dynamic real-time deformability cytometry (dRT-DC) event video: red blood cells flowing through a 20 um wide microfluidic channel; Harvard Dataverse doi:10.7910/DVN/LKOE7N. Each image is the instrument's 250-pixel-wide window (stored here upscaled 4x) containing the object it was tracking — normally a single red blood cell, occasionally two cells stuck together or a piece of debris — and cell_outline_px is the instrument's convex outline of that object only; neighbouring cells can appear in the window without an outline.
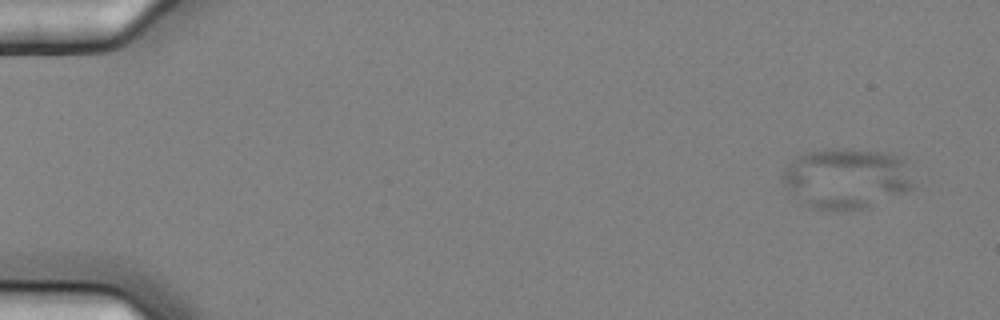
{"species": "common noctule bat (a hibernating species)", "species_latin": "Nyctalus noctula", "temperature_condition": "cold", "stored_images_in_passage": 6, "camera_frame_rate_fps": 3000, "um_per_image_px": 0.085, "animal": {"sex": "female", "body_mass_g": 25.1}, "frame": {"image": 1, "passage_image": 1, "time_ms": 0.0, "image_size_px": [1000, 320], "cell_outline_px": [[916, 184], [912, 188], [868, 208], [808, 208], [800, 204], [792, 196], [780, 180], [780, 176], [784, 168], [796, 156], [804, 152], [828, 148], [848, 148], [888, 152], [904, 156]], "centroid_in_image_um": [71.93, 15.12], "position_along_channel_um": 13.1, "area_um2": 47.05}}